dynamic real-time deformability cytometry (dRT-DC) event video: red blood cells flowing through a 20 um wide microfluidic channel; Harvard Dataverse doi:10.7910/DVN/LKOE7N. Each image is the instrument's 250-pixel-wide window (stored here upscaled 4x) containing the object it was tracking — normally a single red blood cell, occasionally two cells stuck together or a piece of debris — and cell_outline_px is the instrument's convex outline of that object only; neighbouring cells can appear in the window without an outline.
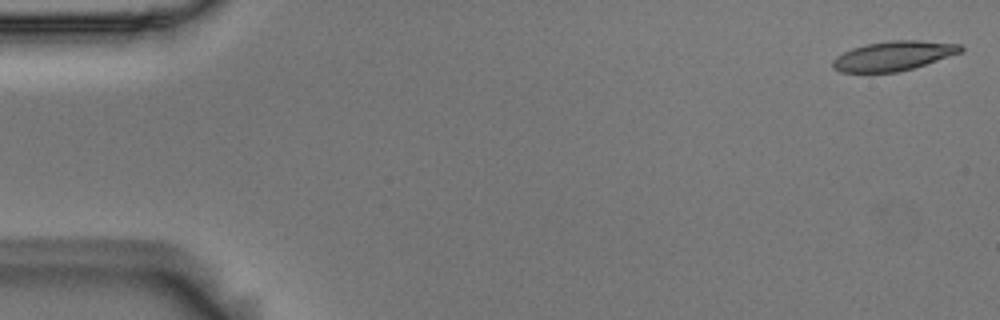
{"species": "Egyptian fruit bat (a non-hibernating species)", "species_latin": "Rousettus aegyptiacus", "temperature_condition": "room temperature", "stored_images_in_passage": 54, "camera_frame_rate_fps": 3000, "um_per_image_px": 0.085, "animal": {"sex": "male"}, "frame": {"image": 1, "passage_image": 1, "time_ms": 0.0, "image_size_px": [1000, 320], "cell_outline_px": [[964, 52], [912, 68], [896, 72], [840, 72], [832, 68], [832, 60], [836, 56], [852, 48], [868, 44], [892, 40], [920, 40], [960, 44], [964, 48]], "centroid_in_image_um": [75.96, 4.74], "position_along_channel_um": 9.0, "area_um2": 21.96}}
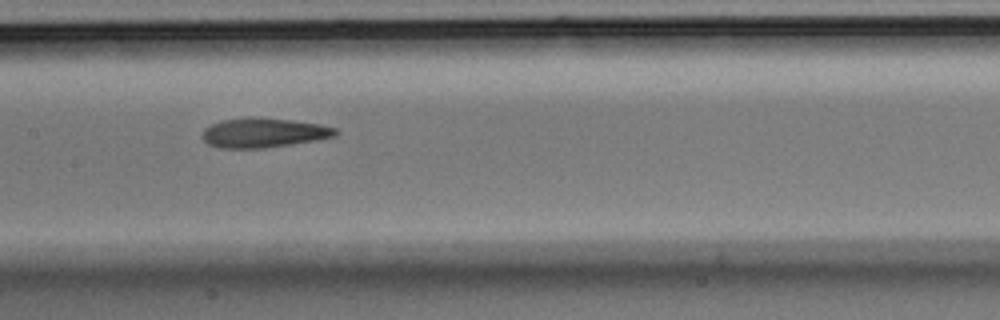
{"frame": {"image": 2, "passage_image": 26, "time_ms": 8.333, "image_size_px": [1000, 320], "cell_outline_px": [[340, 132], [336, 136], [316, 140], [264, 148], [220, 148], [208, 144], [200, 136], [204, 128], [212, 124], [224, 120], [248, 116], [260, 116], [292, 120], [320, 124], [336, 128]], "centroid_in_image_um": [22.4, 11.27], "position_along_channel_um": 185.0, "area_um2": 23.24}}
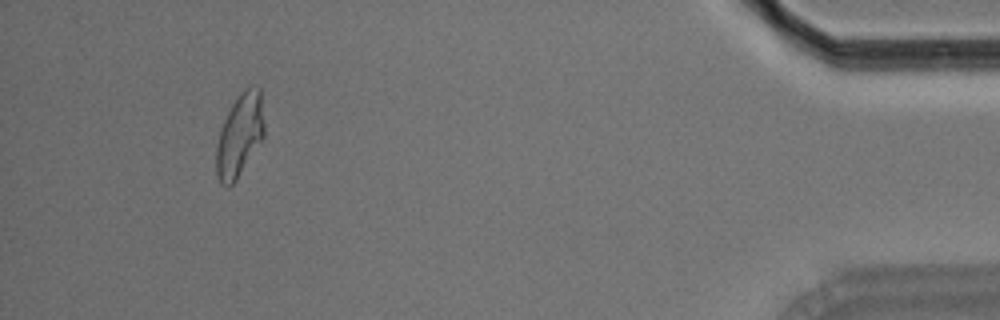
{"frame": {"image": 3, "passage_image": 50, "time_ms": 16.333, "image_size_px": [1000, 320], "cell_outline_px": [[264, 136], [236, 180], [228, 188], [220, 184], [216, 176], [216, 148], [220, 132], [224, 120], [232, 104], [252, 84], [260, 88], [264, 124]], "centroid_in_image_um": [20.36, 11.55], "position_along_channel_um": 414.8, "area_um2": 22.77}, "authors_computed_cell_mechanics": {"area_um2": 22.9177, "velocity_mm_per_s": 3.6974, "shape_relaxation_time_tau1_ms": 9.6594, "shape_relaxation_time_tau2_ms": 1.5801, "deformation_change_tau1": 0.2289, "deformation_change_tau2": 0.0926}}